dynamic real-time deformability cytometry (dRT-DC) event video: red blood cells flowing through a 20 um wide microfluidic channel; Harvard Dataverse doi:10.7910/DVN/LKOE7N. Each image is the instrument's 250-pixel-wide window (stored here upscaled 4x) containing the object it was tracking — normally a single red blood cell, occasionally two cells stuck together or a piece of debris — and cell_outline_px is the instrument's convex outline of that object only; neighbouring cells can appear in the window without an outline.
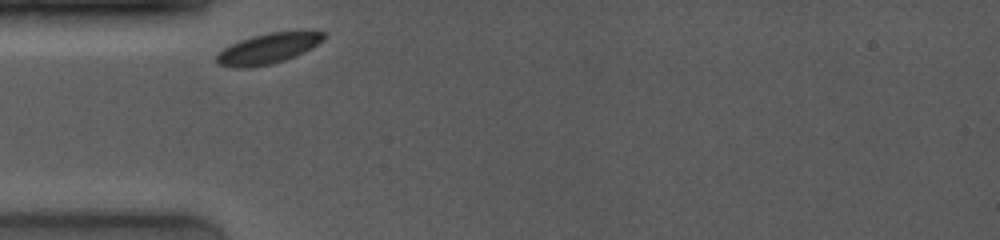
{"species": "common noctule bat (a hibernating species)", "species_latin": "Nyctalus noctula", "temperature_condition": "room temperature", "stored_images_in_passage": 25, "camera_frame_rate_fps": 4000, "um_per_image_px": 0.085, "animal": {"sex": "female", "body_mass_g": 19.0, "forearm_length_mm": 53.3}, "frame": {"image": 1, "passage_image": 1, "time_ms": 0.0, "image_size_px": [1000, 240], "cell_outline_px": [[328, 36], [324, 40], [312, 48], [284, 60], [268, 64], [244, 68], [236, 68], [220, 64], [216, 60], [216, 56], [224, 48], [240, 40], [252, 36], [268, 32], [324, 32]], "centroid_in_image_um": [22.8, 4.12], "position_along_channel_um": 62.2, "area_um2": 18.55}}
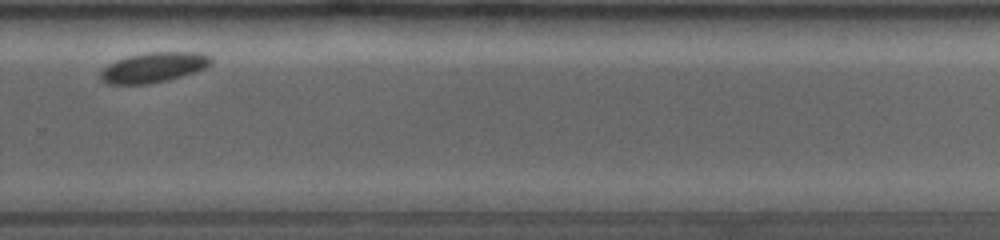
{"frame": {"image": 2, "passage_image": 19, "time_ms": 7.0, "image_size_px": [1000, 240], "cell_outline_px": [[212, 64], [204, 68], [168, 80], [148, 84], [104, 84], [100, 80], [100, 72], [108, 64], [116, 60], [128, 56], [148, 52], [200, 52], [212, 56]], "centroid_in_image_um": [13.04, 5.73], "position_along_channel_um": 316.8, "area_um2": 19.42}}
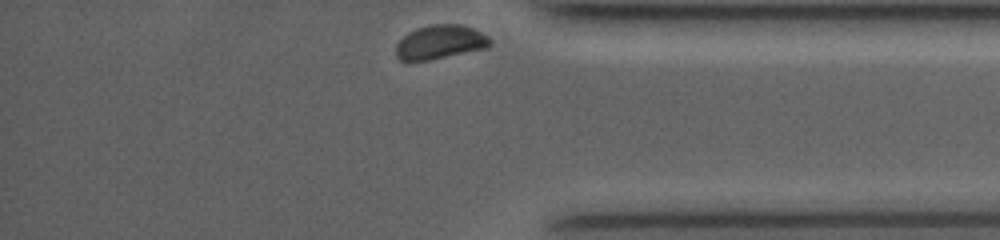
{"frame": {"image": 3, "passage_image": 25, "time_ms": 9.25, "image_size_px": [1000, 240], "cell_outline_px": [[492, 44], [488, 48], [428, 60], [400, 60], [396, 56], [396, 44], [408, 32], [416, 28], [432, 24], [460, 24], [472, 28], [488, 36], [492, 40]], "centroid_in_image_um": [37.43, 3.57], "position_along_channel_um": 397.8, "area_um2": 18.61}}